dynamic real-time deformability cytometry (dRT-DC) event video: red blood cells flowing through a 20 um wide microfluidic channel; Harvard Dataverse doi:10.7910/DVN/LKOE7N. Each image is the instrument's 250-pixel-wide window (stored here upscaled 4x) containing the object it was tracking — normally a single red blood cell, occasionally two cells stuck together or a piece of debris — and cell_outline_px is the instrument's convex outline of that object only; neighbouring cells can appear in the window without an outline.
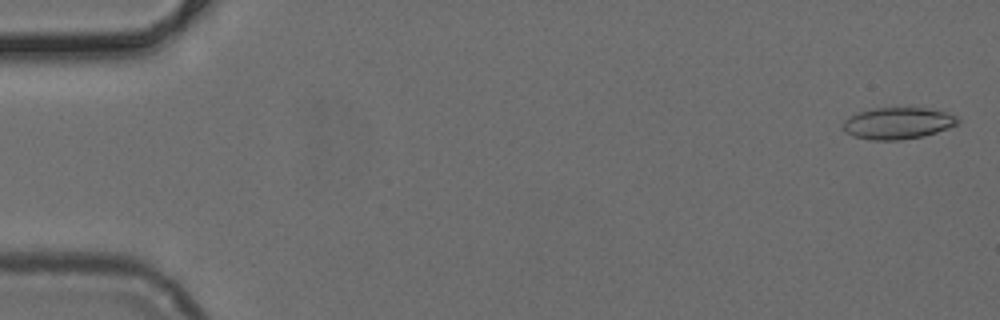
{"species": "common noctule bat (a hibernating species)", "species_latin": "Nyctalus noctula", "temperature_condition": "cold", "stored_images_in_passage": 9, "camera_frame_rate_fps": 3000, "um_per_image_px": 0.085, "animal": {"sex": "female", "body_mass_g": 24.6, "forearm_length_mm": 56.2}, "frame": {"image": 1, "passage_image": 2, "time_ms": 0.333, "image_size_px": [1000, 320], "cell_outline_px": [[960, 124], [924, 136], [900, 140], [872, 140], [852, 136], [844, 132], [844, 120], [860, 112], [872, 108], [928, 108], [948, 112], [956, 116], [960, 120]], "centroid_in_image_um": [76.36, 10.48], "position_along_channel_um": 8.6, "area_um2": 21.21}}